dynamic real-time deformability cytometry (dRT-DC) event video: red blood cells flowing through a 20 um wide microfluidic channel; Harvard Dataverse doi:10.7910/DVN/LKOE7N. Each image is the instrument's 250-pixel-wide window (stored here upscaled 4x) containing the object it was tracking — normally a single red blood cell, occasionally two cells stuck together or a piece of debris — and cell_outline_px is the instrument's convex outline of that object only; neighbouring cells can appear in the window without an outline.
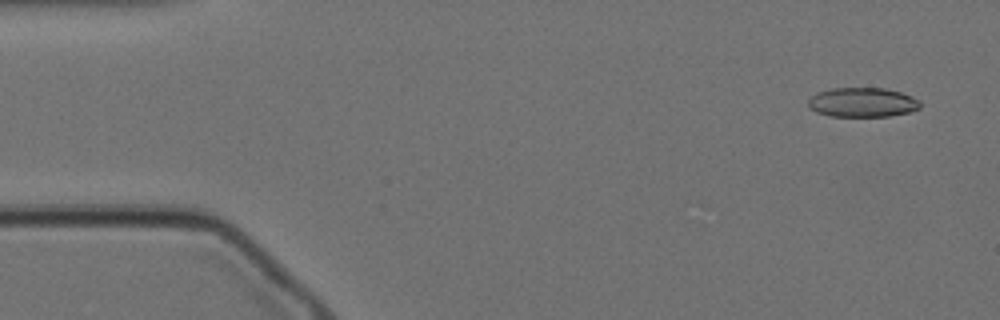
{"species": "Egyptian fruit bat (a non-hibernating species)", "species_latin": "Rousettus aegyptiacus", "temperature_condition": "cold", "stored_images_in_passage": 57, "camera_frame_rate_fps": 3000, "um_per_image_px": 0.085, "animal": {"sex": "female"}, "frame": {"image": 1, "passage_image": 3, "time_ms": 0.667, "image_size_px": [1000, 320], "cell_outline_px": [[920, 108], [908, 112], [888, 116], [828, 116], [816, 112], [808, 108], [808, 100], [816, 92], [832, 88], [884, 88], [900, 92], [912, 96], [920, 100]], "centroid_in_image_um": [73.28, 8.7], "position_along_channel_um": 11.7, "area_um2": 19.31}}
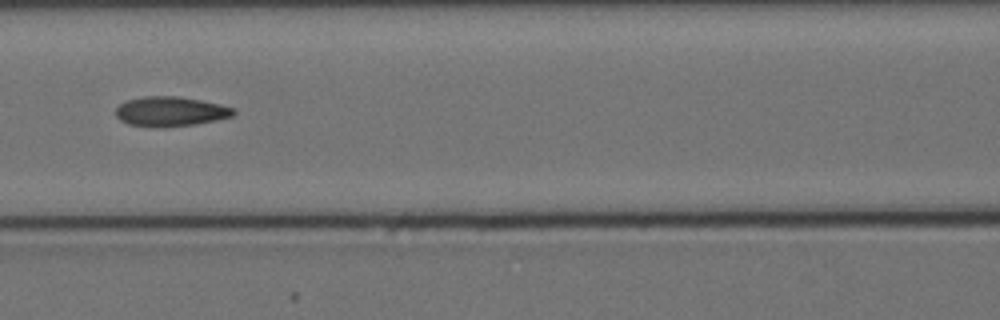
{"frame": {"image": 2, "passage_image": 24, "time_ms": 7.667, "image_size_px": [1000, 320], "cell_outline_px": [[236, 112], [232, 116], [216, 120], [196, 124], [164, 128], [152, 128], [128, 124], [120, 120], [116, 116], [116, 108], [124, 100], [144, 96], [180, 96], [220, 104], [236, 108]], "centroid_in_image_um": [14.47, 9.48], "position_along_channel_um": 152.1, "area_um2": 20.81}}
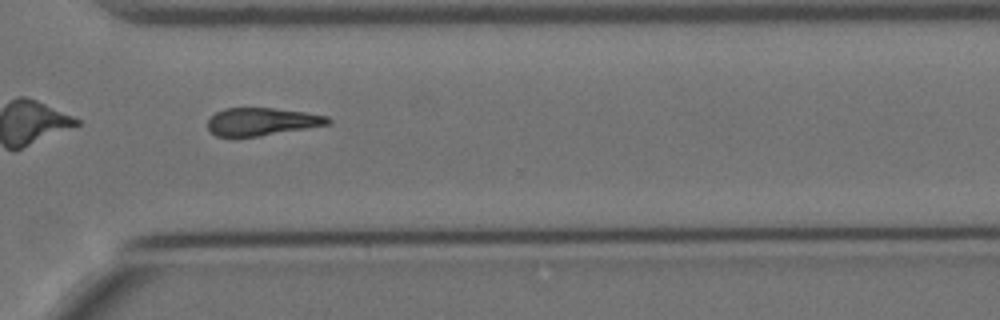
{"frame": {"image": 3, "passage_image": 41, "time_ms": 13.333, "image_size_px": [1000, 320], "cell_outline_px": [[332, 124], [256, 136], [216, 136], [208, 128], [208, 120], [216, 112], [224, 108], [272, 108], [304, 112], [328, 116], [332, 120]], "centroid_in_image_um": [22.28, 10.33], "position_along_channel_um": 348.3, "area_um2": 19.19}, "authors_computed_cell_mechanics": {"area_um2": 19.941, "velocity_mm_per_s": 3.4704, "shape_relaxation_time_tau1_ms": null, "shape_relaxation_time_tau2_ms": 5.2522, "deformation_change_tau1": null, "deformation_change_tau2": 0.1337}}